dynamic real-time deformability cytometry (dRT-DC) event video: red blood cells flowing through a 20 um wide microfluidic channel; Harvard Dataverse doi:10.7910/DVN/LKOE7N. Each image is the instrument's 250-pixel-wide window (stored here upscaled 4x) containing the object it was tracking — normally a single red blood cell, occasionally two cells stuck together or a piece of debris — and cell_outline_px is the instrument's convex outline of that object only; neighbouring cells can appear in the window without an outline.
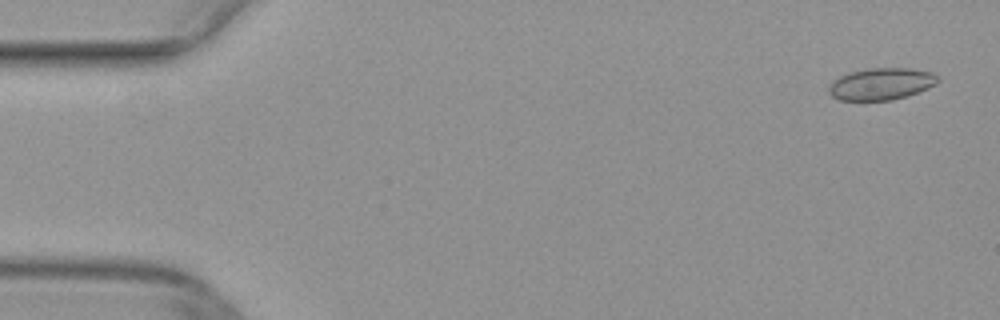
{"species": "common noctule bat (a hibernating species)", "species_latin": "Nyctalus noctula", "temperature_condition": "warm", "stored_images_in_passage": 8, "camera_frame_rate_fps": 3000, "um_per_image_px": 0.085, "animal": {"sex": "female", "body_mass_g": 29.2, "forearm_length_mm": 56.3}, "frame": {"image": 1, "passage_image": 2, "time_ms": 0.333, "image_size_px": [1000, 320], "cell_outline_px": [[940, 80], [936, 84], [928, 88], [908, 96], [892, 100], [840, 100], [832, 96], [828, 92], [828, 88], [832, 80], [848, 72], [868, 68], [912, 68], [932, 72]], "centroid_in_image_um": [74.9, 7.13], "position_along_channel_um": 10.1, "area_um2": 20.46}}